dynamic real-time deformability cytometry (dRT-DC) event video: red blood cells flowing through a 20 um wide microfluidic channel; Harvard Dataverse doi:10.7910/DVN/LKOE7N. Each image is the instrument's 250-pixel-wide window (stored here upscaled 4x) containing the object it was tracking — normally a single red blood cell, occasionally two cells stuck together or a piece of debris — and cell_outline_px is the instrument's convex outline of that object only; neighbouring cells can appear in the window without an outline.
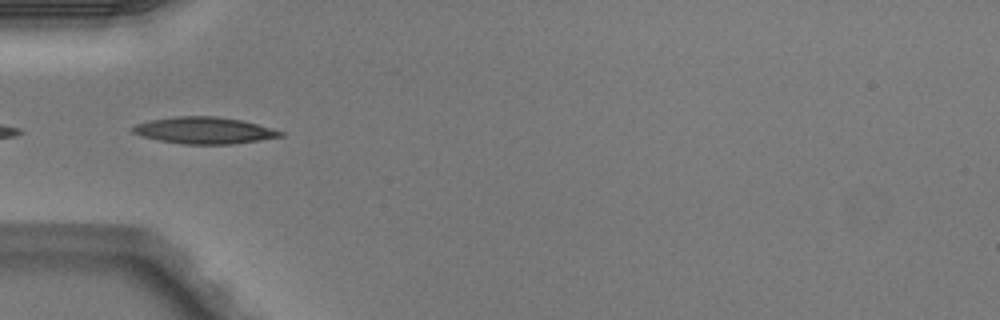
{"species": "Egyptian fruit bat (a non-hibernating species)", "species_latin": "Rousettus aegyptiacus", "temperature_condition": "warm", "stored_images_in_passage": 5, "camera_frame_rate_fps": 3000, "um_per_image_px": 0.085, "animal": {"sex": "male"}, "frame": {"image": 1, "passage_image": 5, "time_ms": 1.333, "image_size_px": [1000, 320], "cell_outline_px": [[284, 136], [260, 140], [232, 144], [184, 144], [160, 140], [140, 136], [132, 132], [132, 128], [136, 124], [152, 120], [176, 116], [216, 116], [240, 120], [272, 128], [284, 132]], "centroid_in_image_um": [17.37, 11.09], "position_along_channel_um": 67.6, "area_um2": 22.77}}